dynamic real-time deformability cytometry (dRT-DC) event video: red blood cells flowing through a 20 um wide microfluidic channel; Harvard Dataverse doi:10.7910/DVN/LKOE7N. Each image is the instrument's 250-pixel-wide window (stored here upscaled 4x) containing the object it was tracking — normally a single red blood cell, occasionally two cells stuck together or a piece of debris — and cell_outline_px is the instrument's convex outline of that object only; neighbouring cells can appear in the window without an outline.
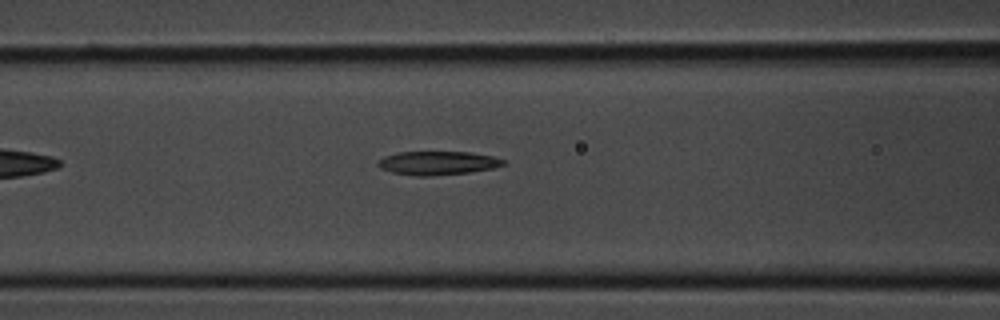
{"species": "common noctule bat (a hibernating species)", "species_latin": "Nyctalus noctula", "temperature_condition": "room temperature", "stored_images_in_passage": 22, "camera_frame_rate_fps": 3000, "um_per_image_px": 0.085, "animal": {"sex": "male", "body_mass_g": 20.1, "forearm_length_mm": 53.5}, "frame": {"image": 1, "passage_image": 4, "time_ms": 1.0, "image_size_px": [1000, 320], "cell_outline_px": [[508, 164], [496, 168], [472, 172], [432, 176], [416, 176], [392, 172], [380, 168], [376, 164], [384, 156], [396, 152], [472, 152], [492, 156], [504, 160]], "centroid_in_image_um": [37.25, 13.86], "position_along_channel_um": 129.4, "area_um2": 17.51}}
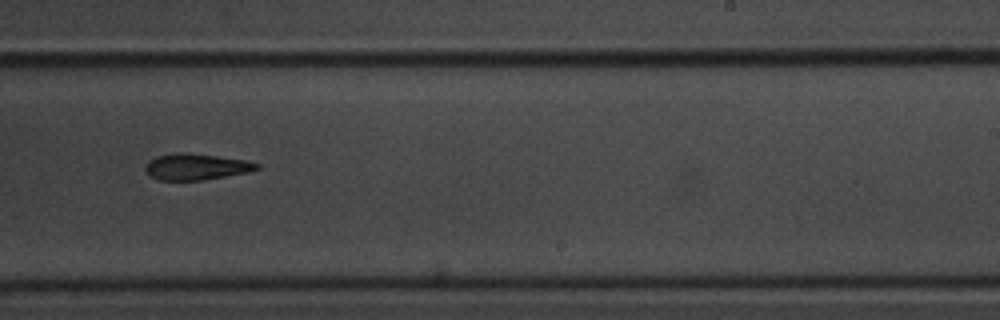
{"frame": {"image": 2, "passage_image": 12, "time_ms": 3.667, "image_size_px": [1000, 320], "cell_outline_px": [[260, 168], [248, 172], [204, 180], [160, 180], [152, 176], [144, 168], [148, 160], [156, 156], [176, 152], [184, 152], [216, 156], [244, 160], [260, 164]], "centroid_in_image_um": [16.66, 14.17], "position_along_channel_um": 272.3, "area_um2": 16.94}}
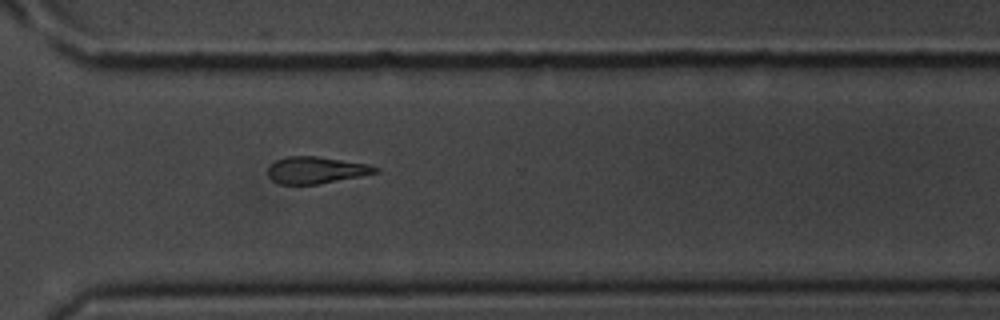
{"frame": {"image": 3, "passage_image": 16, "time_ms": 5.0, "image_size_px": [1000, 320], "cell_outline_px": [[380, 172], [320, 184], [280, 184], [272, 180], [268, 176], [268, 168], [276, 160], [288, 156], [316, 156], [368, 164], [380, 168]], "centroid_in_image_um": [26.88, 14.46], "position_along_channel_um": 343.7, "area_um2": 16.76}}